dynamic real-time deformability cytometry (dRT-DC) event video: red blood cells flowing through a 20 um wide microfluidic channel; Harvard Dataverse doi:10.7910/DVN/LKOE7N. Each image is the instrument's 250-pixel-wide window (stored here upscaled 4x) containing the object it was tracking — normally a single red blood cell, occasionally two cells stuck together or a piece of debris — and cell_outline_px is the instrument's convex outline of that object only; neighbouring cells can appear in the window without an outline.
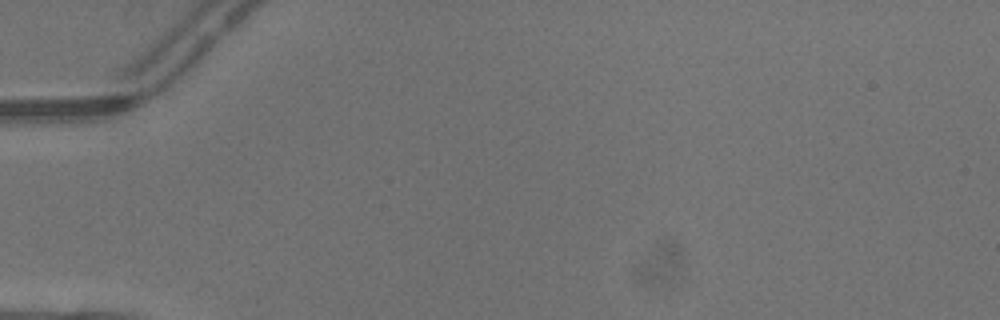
{"species": "common noctule bat (a hibernating species)", "species_latin": "Nyctalus noctula", "temperature_condition": "warm", "stored_images_in_passage": 3, "camera_frame_rate_fps": 3000, "um_per_image_px": 0.085, "animal": {"sex": "male", "body_mass_g": 13.3}, "frame": {"image": 1, "passage_image": 1, "time_ms": 0.0, "image_size_px": [1000, 320], "cell_outline_px": [[216, 72], [176, 104], [172, 72], [196, 44], [212, 36]], "centroid_in_image_um": [16.51, 5.87], "position_along_channel_um": 68.5, "area_um2": 11.73}}